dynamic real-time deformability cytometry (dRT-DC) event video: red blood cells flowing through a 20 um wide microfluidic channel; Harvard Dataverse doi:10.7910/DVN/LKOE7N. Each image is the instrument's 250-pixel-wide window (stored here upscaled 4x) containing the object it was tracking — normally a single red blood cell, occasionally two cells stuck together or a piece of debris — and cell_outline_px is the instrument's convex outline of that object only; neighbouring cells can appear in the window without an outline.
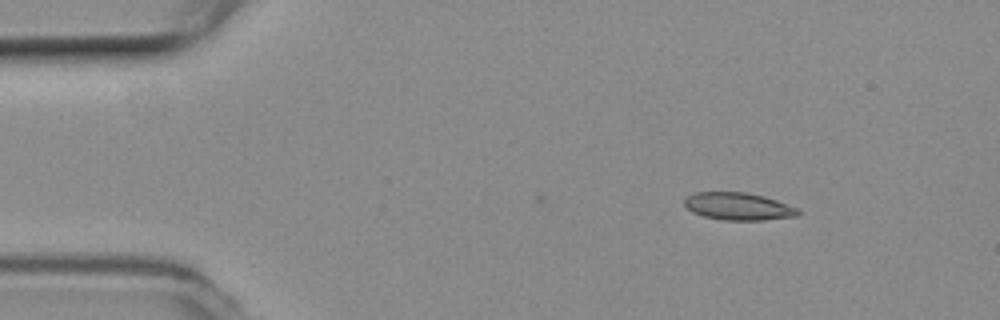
{"species": "common noctule bat (a hibernating species)", "species_latin": "Nyctalus noctula", "temperature_condition": "room temperature", "stored_images_in_passage": 7, "camera_frame_rate_fps": 3000, "um_per_image_px": 0.085, "animal": {"sex": "female", "body_mass_g": 19.3, "forearm_length_mm": 54.1}, "frame": {"image": 1, "passage_image": 7, "time_ms": 2.0, "image_size_px": [1000, 320], "cell_outline_px": [[800, 212], [796, 216], [764, 220], [724, 220], [704, 216], [692, 212], [684, 204], [684, 200], [688, 196], [696, 192], [744, 192], [764, 196], [776, 200], [796, 208]], "centroid_in_image_um": [62.74, 17.54], "position_along_channel_um": 22.3, "area_um2": 17.98}}